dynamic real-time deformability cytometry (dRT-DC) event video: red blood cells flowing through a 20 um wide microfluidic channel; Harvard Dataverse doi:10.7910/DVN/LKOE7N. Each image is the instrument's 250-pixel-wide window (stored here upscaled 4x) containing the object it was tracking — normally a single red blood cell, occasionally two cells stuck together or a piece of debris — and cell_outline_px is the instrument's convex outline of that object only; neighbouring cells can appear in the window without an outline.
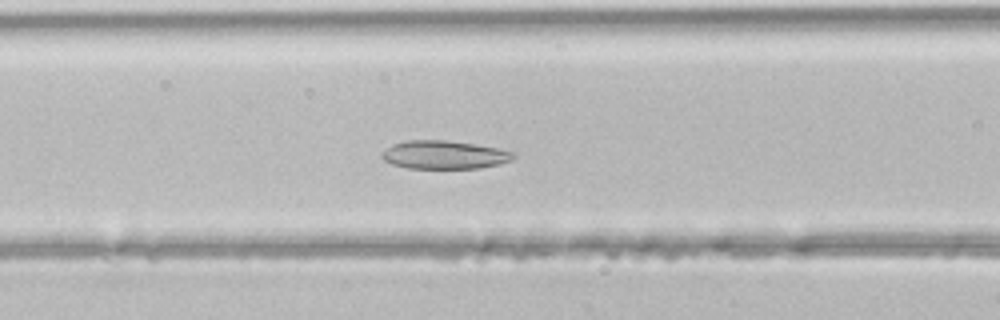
{"species": "common noctule bat (a hibernating species)", "species_latin": "Nyctalus noctula", "temperature_condition": "room temperature", "stored_images_in_passage": 43, "camera_frame_rate_fps": 3000, "um_per_image_px": 0.085, "animal": {"sex": "male", "body_mass_g": 21.5, "forearm_length_mm": 52.0}, "frame": {"image": 1, "passage_image": 15, "time_ms": 4.667, "image_size_px": [1000, 320], "cell_outline_px": [[516, 156], [512, 160], [500, 164], [480, 168], [408, 168], [392, 164], [384, 160], [380, 156], [380, 152], [384, 148], [392, 144], [408, 140], [444, 140], [500, 148], [516, 152]], "centroid_in_image_um": [37.76, 13.16], "position_along_channel_um": 128.8, "area_um2": 21.91}}
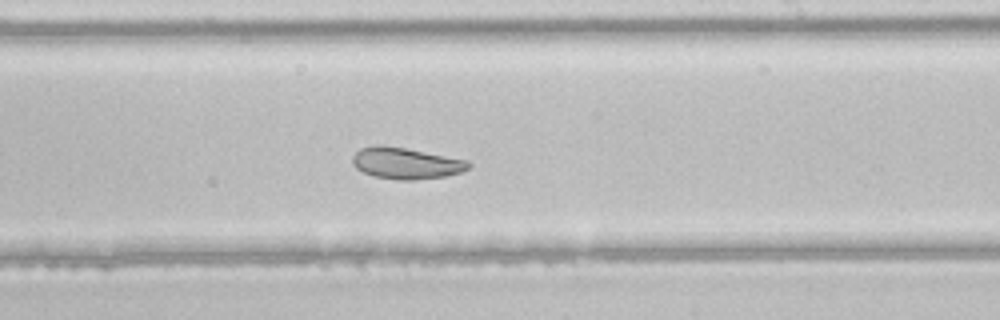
{"frame": {"image": 2, "passage_image": 24, "time_ms": 7.667, "image_size_px": [1000, 320], "cell_outline_px": [[472, 164], [468, 168], [460, 172], [444, 176], [416, 180], [396, 180], [376, 176], [364, 172], [356, 168], [352, 164], [352, 156], [360, 148], [376, 144], [404, 148], [468, 160]], "centroid_in_image_um": [34.48, 13.87], "position_along_channel_um": 254.5, "area_um2": 21.1}}
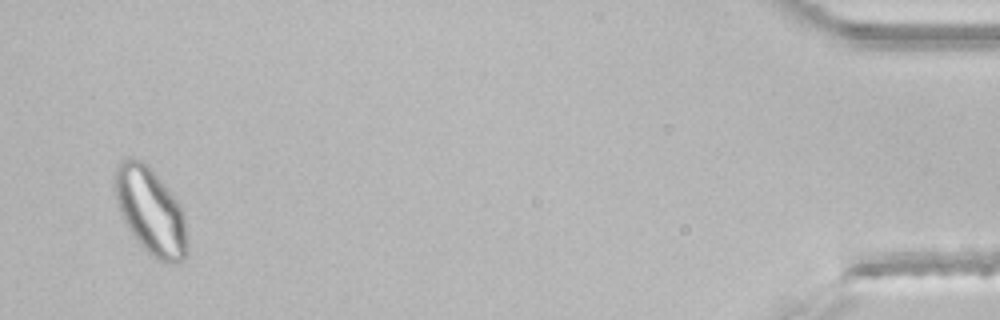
{"frame": {"image": 3, "passage_image": 42, "time_ms": 13.667, "image_size_px": [1000, 320], "cell_outline_px": [[188, 248], [184, 256], [176, 264], [168, 264], [152, 256], [136, 240], [128, 228], [124, 220], [116, 200], [116, 168], [120, 160], [124, 156], [132, 156], [140, 160], [164, 184], [180, 204], [184, 212], [188, 240]], "centroid_in_image_um": [12.83, 17.97], "position_along_channel_um": 422.4, "area_um2": 36.18}}